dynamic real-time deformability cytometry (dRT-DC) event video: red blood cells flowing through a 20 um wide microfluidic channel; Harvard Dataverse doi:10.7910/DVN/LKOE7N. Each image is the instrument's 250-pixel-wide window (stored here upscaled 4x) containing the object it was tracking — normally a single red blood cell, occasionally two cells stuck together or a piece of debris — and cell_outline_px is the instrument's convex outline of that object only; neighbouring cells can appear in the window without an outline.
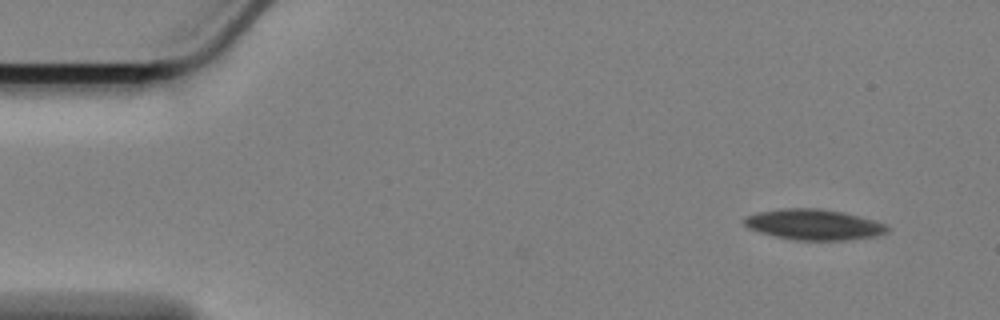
{"species": "Egyptian fruit bat (a non-hibernating species)", "species_latin": "Rousettus aegyptiacus", "temperature_condition": "cold", "stored_images_in_passage": 48, "camera_frame_rate_fps": 3000, "um_per_image_px": 0.085, "animal": {"sex": "female"}, "frame": {"image": 1, "passage_image": 1, "time_ms": 0.0, "image_size_px": [1000, 320], "cell_outline_px": [[888, 232], [872, 236], [844, 240], [796, 240], [776, 236], [760, 232], [748, 228], [744, 224], [744, 216], [760, 212], [788, 208], [816, 208], [840, 212], [876, 220], [884, 224], [888, 228]], "centroid_in_image_um": [69.15, 19.09], "position_along_channel_um": 15.8, "area_um2": 25.09}}
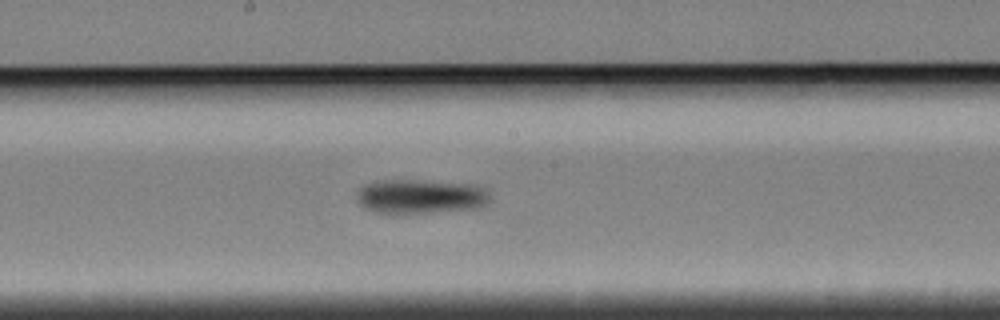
{"frame": {"image": 2, "passage_image": 27, "time_ms": 8.667, "image_size_px": [1000, 320], "cell_outline_px": [[488, 200], [480, 208], [392, 216], [372, 212], [364, 208], [356, 200], [356, 192], [364, 184], [376, 180], [412, 180], [472, 184], [484, 188], [488, 192]], "centroid_in_image_um": [35.63, 16.74], "position_along_channel_um": 212.6, "area_um2": 27.46}}
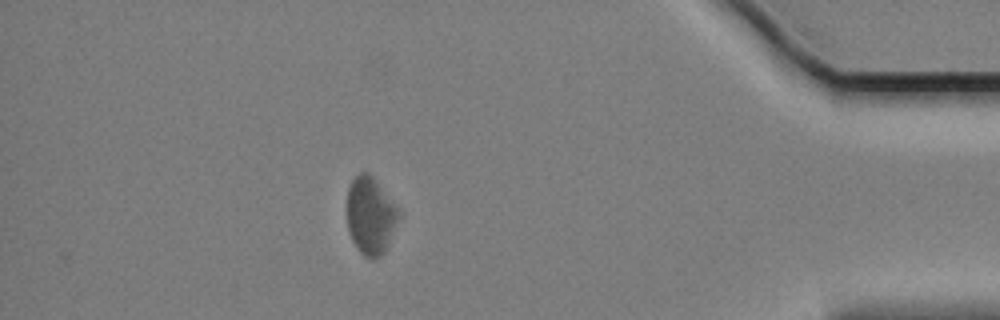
{"frame": {"image": 3, "passage_image": 48, "time_ms": 15.667, "image_size_px": [1000, 320], "cell_outline_px": [[400, 216], [388, 244], [384, 252], [376, 260], [372, 260], [364, 256], [356, 248], [348, 232], [344, 208], [348, 188], [352, 180], [360, 172], [368, 172], [372, 176], [400, 212]], "centroid_in_image_um": [31.43, 18.36], "position_along_channel_um": 403.8, "area_um2": 23.7}, "authors_computed_cell_mechanics": {"area_um2": 25.721, "velocity_mm_per_s": 3.3603, "shape_relaxation_time_tau1_ms": 3.452, "shape_relaxation_time_tau2_ms": null, "deformation_change_tau1": 0.0769, "deformation_change_tau2": null}}